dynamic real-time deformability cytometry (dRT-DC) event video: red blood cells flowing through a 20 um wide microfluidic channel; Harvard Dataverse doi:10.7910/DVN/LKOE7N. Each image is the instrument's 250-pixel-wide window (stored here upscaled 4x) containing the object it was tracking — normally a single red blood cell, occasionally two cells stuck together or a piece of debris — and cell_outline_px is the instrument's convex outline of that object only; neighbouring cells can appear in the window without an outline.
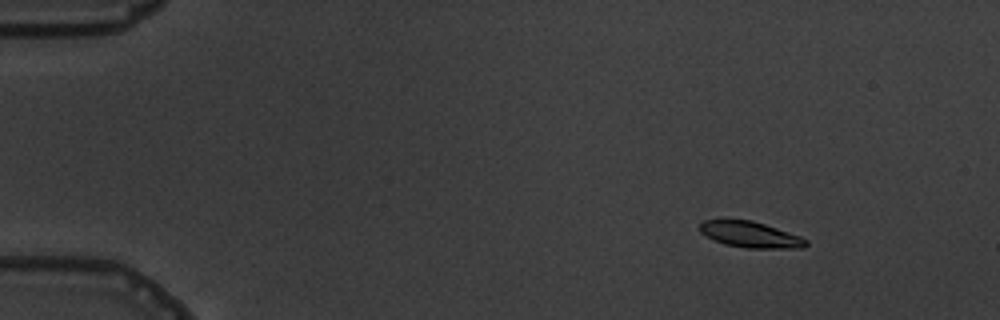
{"species": "common noctule bat (a hibernating species)", "species_latin": "Nyctalus noctula", "temperature_condition": "warm", "stored_images_in_passage": 7, "camera_frame_rate_fps": 3000, "um_per_image_px": 0.085, "animal": {"sex": "male", "body_mass_g": 19.5, "forearm_length_mm": 54.6}, "frame": {"image": 1, "passage_image": 3, "time_ms": 2.333, "image_size_px": [1000, 320], "cell_outline_px": [[808, 244], [804, 248], [748, 248], [724, 244], [700, 232], [700, 224], [704, 220], [752, 220], [800, 236], [808, 240]], "centroid_in_image_um": [63.82, 19.95], "position_along_channel_um": 21.2, "area_um2": 15.84}}